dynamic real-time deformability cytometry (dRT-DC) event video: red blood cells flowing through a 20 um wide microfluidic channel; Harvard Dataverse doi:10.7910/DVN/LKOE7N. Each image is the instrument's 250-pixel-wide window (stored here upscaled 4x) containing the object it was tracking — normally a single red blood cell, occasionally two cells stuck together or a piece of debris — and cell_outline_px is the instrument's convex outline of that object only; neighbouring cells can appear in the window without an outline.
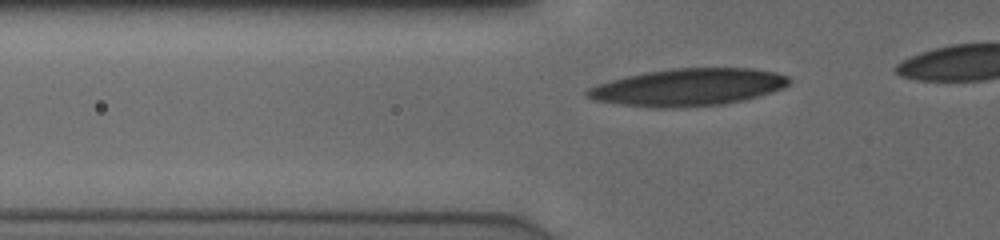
{"species": "human", "species_latin": "Homo sapiens", "temperature_condition": "cold", "stored_images_in_passage": 31, "camera_frame_rate_fps": 3000, "um_per_image_px": 0.085, "donor": {"sex": "male"}, "frame": {"image": 1, "passage_image": 4, "time_ms": 1.0, "image_size_px": [1000, 240], "cell_outline_px": [[792, 80], [784, 88], [772, 92], [744, 100], [720, 104], [676, 108], [656, 108], [620, 104], [596, 100], [588, 96], [584, 92], [588, 88], [612, 80], [628, 76], [648, 72], [672, 68], [752, 68], [776, 72], [788, 76]], "centroid_in_image_um": [58.56, 7.41], "position_along_channel_um": 67.2, "area_um2": 43.58}}
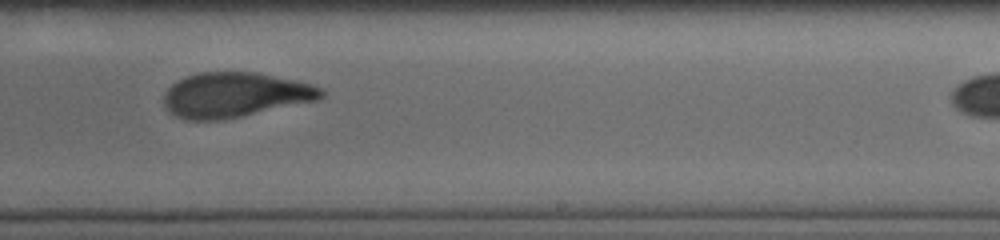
{"frame": {"image": 2, "passage_image": 20, "time_ms": 6.333, "image_size_px": [1000, 240], "cell_outline_px": [[324, 96], [316, 100], [224, 120], [188, 120], [176, 116], [168, 112], [164, 104], [164, 92], [176, 80], [184, 76], [196, 72], [256, 72], [312, 84], [324, 88]], "centroid_in_image_um": [19.93, 8.06], "position_along_channel_um": 269.1, "area_um2": 41.33}}
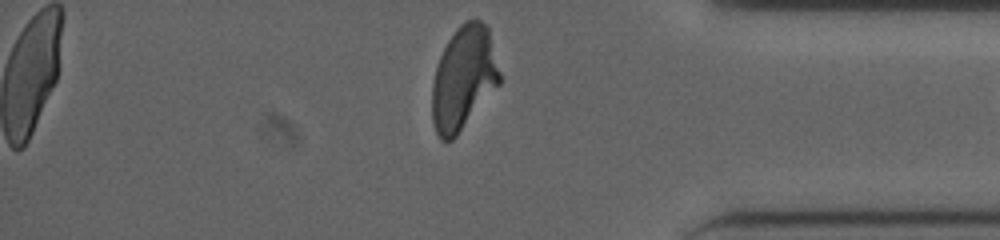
{"frame": {"image": 3, "passage_image": 31, "time_ms": 10.0, "image_size_px": [1000, 240], "cell_outline_px": [[500, 84], [456, 136], [452, 140], [440, 140], [436, 132], [432, 120], [432, 84], [436, 68], [440, 56], [448, 40], [456, 28], [460, 24], [476, 16], [488, 28], [500, 72]], "centroid_in_image_um": [39.4, 6.63], "position_along_channel_um": 395.8, "area_um2": 40.63}, "authors_computed_cell_mechanics": {"area_um2": 42.0206, "velocity_mm_per_s": 3.8848, "shape_relaxation_time_tau1_ms": 5.2016, "shape_relaxation_time_tau2_ms": 1.9823, "deformation_change_tau1": 0.2076, "deformation_change_tau2": 0.0931}}